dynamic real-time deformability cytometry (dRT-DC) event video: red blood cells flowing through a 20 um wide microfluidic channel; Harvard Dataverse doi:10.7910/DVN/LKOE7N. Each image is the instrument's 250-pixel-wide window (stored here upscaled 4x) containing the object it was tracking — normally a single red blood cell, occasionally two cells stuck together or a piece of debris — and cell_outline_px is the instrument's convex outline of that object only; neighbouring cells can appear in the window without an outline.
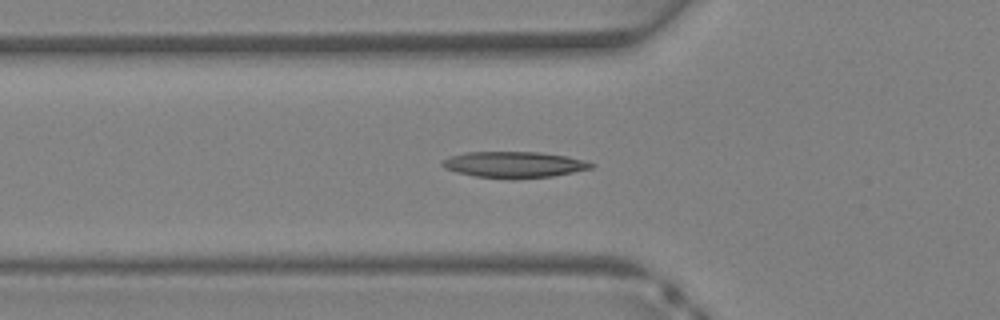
{"species": "Egyptian fruit bat (a non-hibernating species)", "species_latin": "Rousettus aegyptiacus", "temperature_condition": "warm", "stored_images_in_passage": 33, "camera_frame_rate_fps": 3000, "um_per_image_px": 0.085, "animal": {"sex": "female"}, "frame": {"image": 1, "passage_image": 8, "time_ms": 2.333, "image_size_px": [1000, 320], "cell_outline_px": [[596, 164], [592, 168], [552, 176], [512, 180], [508, 180], [476, 176], [456, 172], [444, 168], [440, 164], [440, 160], [448, 156], [464, 152], [540, 152], [568, 156], [584, 160]], "centroid_in_image_um": [43.65, 14.0], "position_along_channel_um": 82.2, "area_um2": 23.12}}
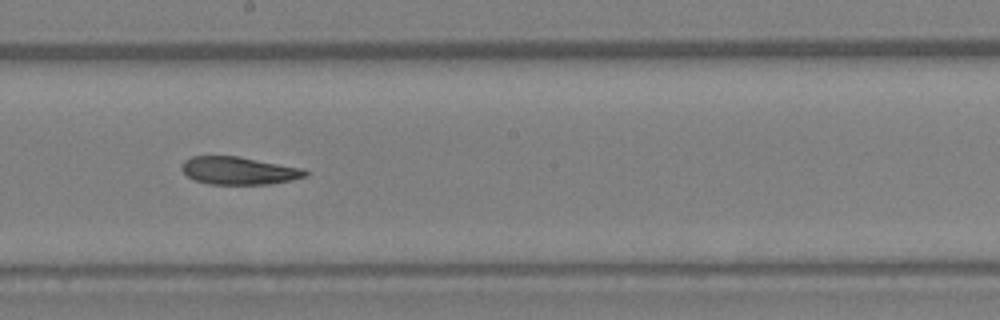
{"frame": {"image": 2, "passage_image": 16, "time_ms": 5.0, "image_size_px": [1000, 320], "cell_outline_px": [[308, 176], [292, 180], [268, 184], [208, 184], [196, 180], [188, 176], [180, 168], [180, 164], [184, 160], [192, 156], [236, 156], [304, 168], [308, 172]], "centroid_in_image_um": [20.3, 14.5], "position_along_channel_um": 227.9, "area_um2": 20.0}}
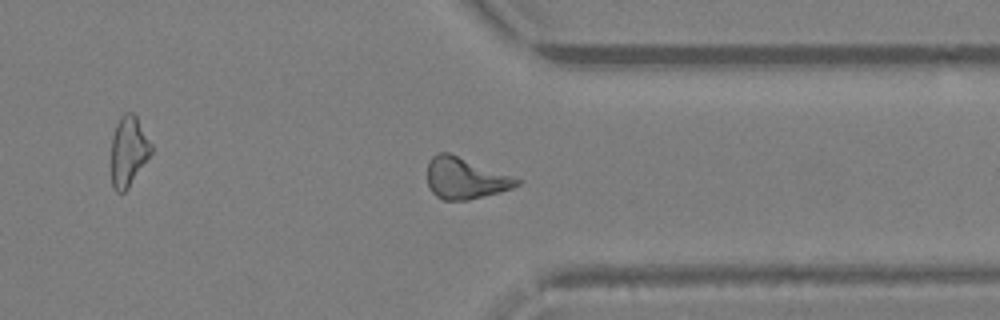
{"frame": {"image": 3, "passage_image": 24, "time_ms": 7.667, "image_size_px": [1000, 320], "cell_outline_px": [[520, 184], [512, 188], [500, 192], [468, 200], [444, 200], [436, 196], [428, 188], [428, 160], [436, 152], [448, 152], [520, 180]], "centroid_in_image_um": [39.48, 15.16], "position_along_channel_um": 371.9, "area_um2": 21.21}}